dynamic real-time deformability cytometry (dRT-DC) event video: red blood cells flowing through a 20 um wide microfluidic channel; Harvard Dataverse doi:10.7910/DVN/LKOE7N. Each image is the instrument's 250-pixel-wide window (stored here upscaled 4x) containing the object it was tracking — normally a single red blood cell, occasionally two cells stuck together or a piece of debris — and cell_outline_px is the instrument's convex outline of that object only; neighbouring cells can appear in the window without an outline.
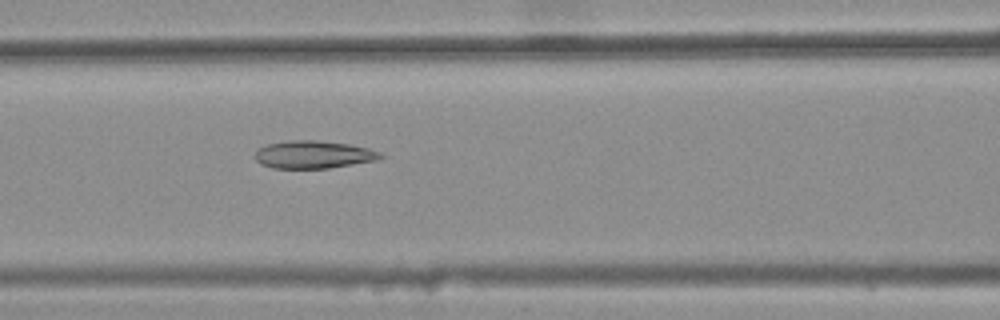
{"species": "common noctule bat (a hibernating species)", "species_latin": "Nyctalus noctula", "temperature_condition": "warm", "stored_images_in_passage": 34, "camera_frame_rate_fps": 3000, "um_per_image_px": 0.085, "animal": {"sex": "female", "body_mass_g": 25.1}, "frame": {"image": 1, "passage_image": 10, "time_ms": 3.0, "image_size_px": [1000, 320], "cell_outline_px": [[384, 156], [380, 160], [328, 168], [272, 168], [260, 164], [256, 160], [256, 148], [264, 144], [288, 140], [316, 140], [348, 144], [368, 148], [380, 152]], "centroid_in_image_um": [26.63, 13.13], "position_along_channel_um": 140.0, "area_um2": 20.46}}
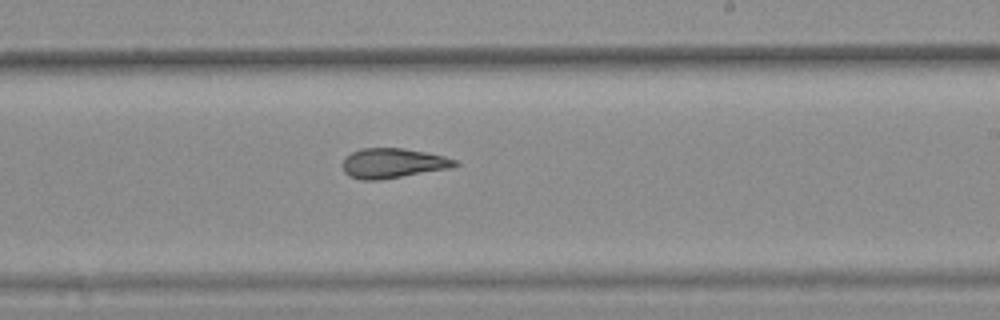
{"frame": {"image": 2, "passage_image": 19, "time_ms": 6.0, "image_size_px": [1000, 320], "cell_outline_px": [[460, 164], [452, 168], [380, 180], [360, 180], [348, 176], [344, 172], [344, 156], [360, 148], [404, 148], [444, 156], [456, 160]], "centroid_in_image_um": [33.39, 13.88], "position_along_channel_um": 255.6, "area_um2": 19.65}}
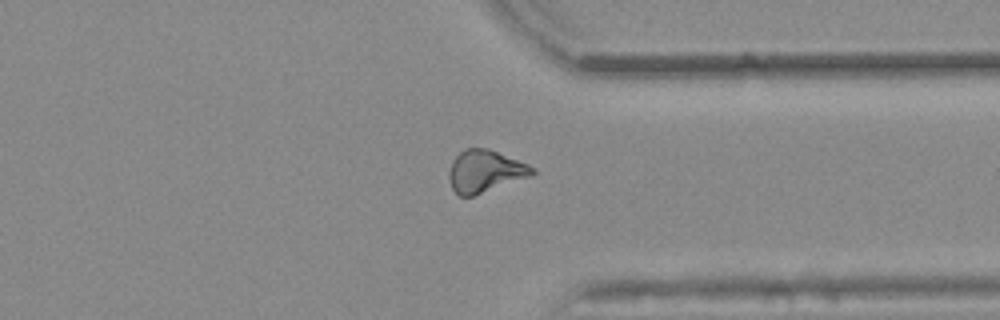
{"frame": {"image": 3, "passage_image": 28, "time_ms": 9.0, "image_size_px": [1000, 320], "cell_outline_px": [[536, 172], [532, 176], [472, 196], [460, 196], [452, 188], [448, 176], [448, 172], [452, 160], [464, 148], [488, 148], [528, 164], [536, 168]], "centroid_in_image_um": [41.24, 14.54], "position_along_channel_um": 370.2, "area_um2": 20.52}, "authors_computed_cell_mechanics": {"area_um2": 19.9988, "velocity_mm_per_s": 3.8661, "shape_relaxation_time_tau1_ms": null, "shape_relaxation_time_tau2_ms": 3.2976, "deformation_change_tau1": null, "deformation_change_tau2": 0.1153}}